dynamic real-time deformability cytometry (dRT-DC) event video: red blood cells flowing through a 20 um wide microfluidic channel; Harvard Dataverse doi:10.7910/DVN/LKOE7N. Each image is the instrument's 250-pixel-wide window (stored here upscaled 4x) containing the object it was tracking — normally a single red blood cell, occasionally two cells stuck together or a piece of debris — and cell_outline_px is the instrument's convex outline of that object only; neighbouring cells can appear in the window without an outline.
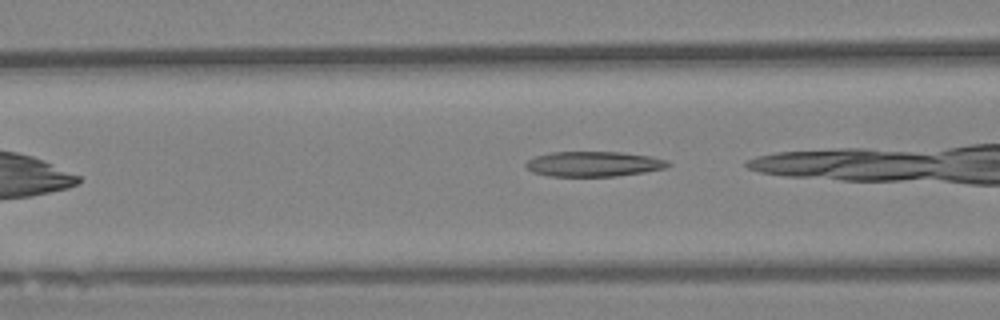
{"species": "Egyptian fruit bat (a non-hibernating species)", "species_latin": "Rousettus aegyptiacus", "temperature_condition": "warm", "stored_images_in_passage": 28, "camera_frame_rate_fps": 3000, "um_per_image_px": 0.085, "animal": {"sex": "female"}, "frame": {"image": 1, "passage_image": 5, "time_ms": 1.333, "image_size_px": [1000, 320], "cell_outline_px": [[672, 164], [664, 168], [644, 172], [616, 176], [548, 176], [532, 172], [524, 164], [528, 160], [536, 156], [552, 152], [620, 152], [652, 156], [668, 160]], "centroid_in_image_um": [50.48, 13.93], "position_along_channel_um": 116.1, "area_um2": 20.81}}
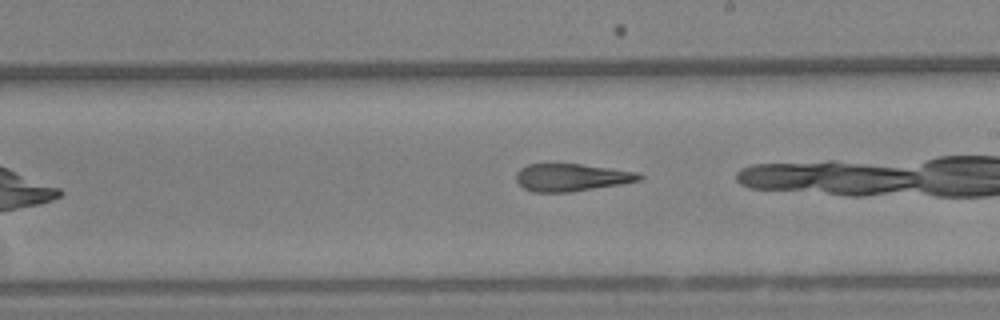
{"frame": {"image": 2, "passage_image": 16, "time_ms": 5.0, "image_size_px": [1000, 320], "cell_outline_px": [[644, 176], [640, 180], [620, 184], [568, 192], [532, 192], [524, 188], [516, 180], [516, 172], [520, 168], [528, 164], [580, 164], [636, 172]], "centroid_in_image_um": [48.53, 15.08], "position_along_channel_um": 240.5, "area_um2": 19.48}}
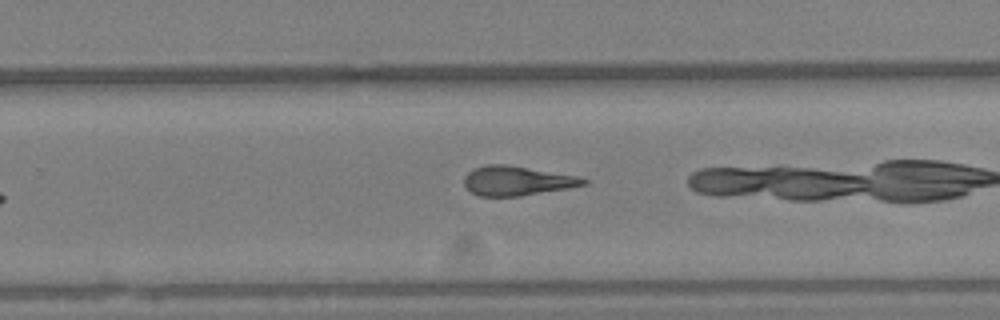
{"frame": {"image": 3, "passage_image": 20, "time_ms": 6.333, "image_size_px": [1000, 320], "cell_outline_px": [[588, 184], [568, 188], [520, 196], [480, 196], [472, 192], [464, 184], [464, 176], [472, 168], [484, 164], [504, 164], [576, 176], [588, 180]], "centroid_in_image_um": [43.9, 15.36], "position_along_channel_um": 285.9, "area_um2": 20.29}}